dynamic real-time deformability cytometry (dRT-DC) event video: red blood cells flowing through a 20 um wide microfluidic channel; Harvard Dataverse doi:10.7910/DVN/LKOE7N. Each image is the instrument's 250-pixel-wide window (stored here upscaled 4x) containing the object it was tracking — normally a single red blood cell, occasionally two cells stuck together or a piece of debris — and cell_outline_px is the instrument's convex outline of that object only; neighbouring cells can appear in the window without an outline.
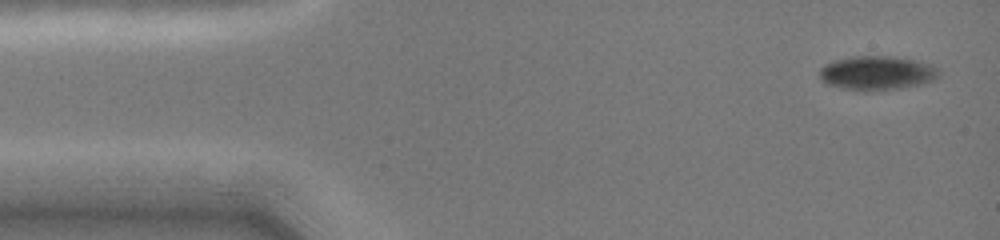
{"species": "common noctule bat (a hibernating species)", "species_latin": "Nyctalus noctula", "temperature_condition": "cold", "stored_images_in_passage": 12, "camera_frame_rate_fps": 3000, "um_per_image_px": 0.085, "animal": {"sex": "female", "body_mass_g": 19.0, "forearm_length_mm": 51.5}, "frame": {"image": 1, "passage_image": 1, "time_ms": 0.0, "image_size_px": [1000, 240], "cell_outline_px": [[940, 76], [936, 80], [924, 84], [904, 88], [864, 92], [840, 88], [828, 84], [820, 80], [820, 68], [824, 64], [832, 60], [848, 56], [892, 56], [920, 60], [932, 64], [940, 72]], "centroid_in_image_um": [74.57, 6.21], "position_along_channel_um": 10.4, "area_um2": 24.57}}
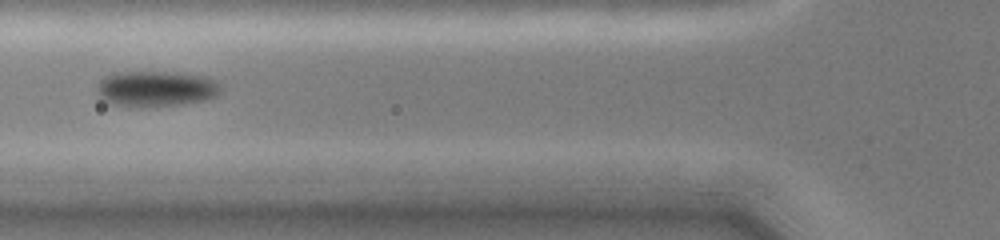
{"frame": {"image": 2, "passage_image": 9, "time_ms": 5.0, "image_size_px": [1000, 240], "cell_outline_px": [[220, 92], [216, 96], [204, 100], [180, 104], [144, 108], [140, 108], [108, 104], [100, 100], [96, 92], [96, 88], [100, 80], [104, 76], [116, 72], [172, 72], [204, 76], [220, 84]], "centroid_in_image_um": [13.16, 7.56], "position_along_channel_um": 112.6, "area_um2": 26.18}}
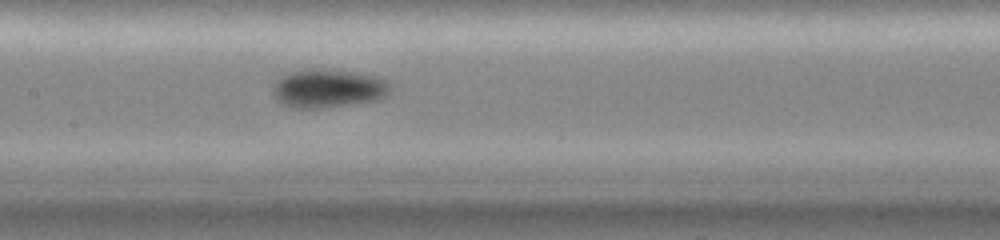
{"frame": {"image": 3, "passage_image": 12, "time_ms": 6.667, "image_size_px": [1000, 240], "cell_outline_px": [[392, 88], [388, 96], [376, 100], [324, 108], [292, 108], [280, 104], [272, 96], [272, 84], [280, 76], [288, 72], [352, 72], [380, 76], [388, 80], [392, 84]], "centroid_in_image_um": [27.91, 7.57], "position_along_channel_um": 179.5, "area_um2": 26.13}}